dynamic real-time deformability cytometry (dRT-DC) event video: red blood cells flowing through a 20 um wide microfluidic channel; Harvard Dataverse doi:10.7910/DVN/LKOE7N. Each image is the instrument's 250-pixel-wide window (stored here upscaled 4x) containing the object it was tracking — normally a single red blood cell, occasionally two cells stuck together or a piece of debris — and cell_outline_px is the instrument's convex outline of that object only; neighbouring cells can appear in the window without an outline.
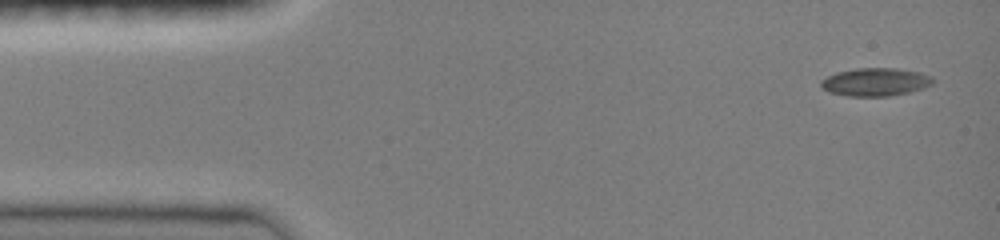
{"species": "common noctule bat (a hibernating species)", "species_latin": "Nyctalus noctula", "temperature_condition": "room temperature", "stored_images_in_passage": 5, "camera_frame_rate_fps": 3000, "um_per_image_px": 0.085, "animal": {"sex": "female", "body_mass_g": 19.0, "forearm_length_mm": 51.5}, "frame": {"image": 1, "passage_image": 1, "time_ms": 0.0, "image_size_px": [1000, 240], "cell_outline_px": [[932, 84], [924, 88], [908, 92], [888, 96], [848, 96], [828, 92], [820, 84], [820, 80], [836, 72], [856, 68], [896, 68], [920, 72], [932, 76]], "centroid_in_image_um": [74.4, 6.96], "position_along_channel_um": 10.6, "area_um2": 18.26}}
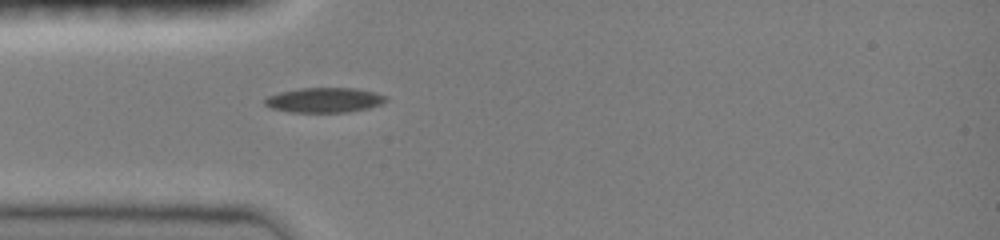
{"frame": {"image": 2, "passage_image": 5, "time_ms": 1.333, "image_size_px": [1000, 240], "cell_outline_px": [[388, 100], [380, 104], [368, 108], [348, 112], [288, 112], [272, 108], [264, 104], [264, 100], [268, 96], [280, 92], [300, 88], [356, 88], [388, 96]], "centroid_in_image_um": [27.57, 8.51], "position_along_channel_um": 57.4, "area_um2": 17.51}}